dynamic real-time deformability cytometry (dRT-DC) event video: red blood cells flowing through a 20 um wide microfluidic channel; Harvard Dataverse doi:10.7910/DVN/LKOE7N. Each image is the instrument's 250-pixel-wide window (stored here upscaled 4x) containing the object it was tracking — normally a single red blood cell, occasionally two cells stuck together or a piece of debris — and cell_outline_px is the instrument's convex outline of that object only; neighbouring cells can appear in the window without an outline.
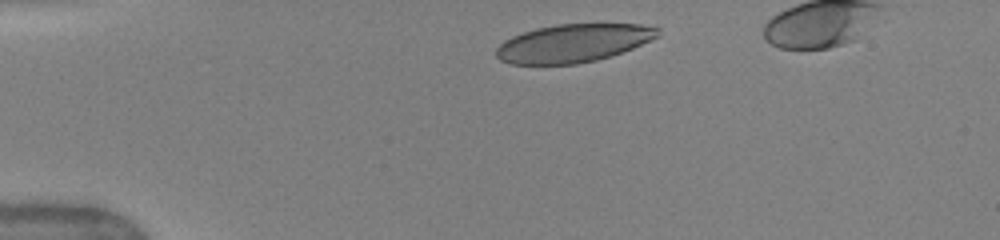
{"species": "human", "species_latin": "Homo sapiens", "temperature_condition": "warm", "stored_images_in_passage": 5, "camera_frame_rate_fps": 3000, "um_per_image_px": 0.085, "donor": {"sex": "female"}, "frame": {"image": 1, "passage_image": 2, "time_ms": 0.667, "image_size_px": [1000, 240], "cell_outline_px": [[660, 36], [632, 48], [596, 60], [576, 64], [508, 64], [500, 60], [496, 56], [496, 48], [504, 40], [512, 36], [536, 28], [556, 24], [640, 24], [660, 28]], "centroid_in_image_um": [48.71, 3.66], "position_along_channel_um": 36.3, "area_um2": 35.84}}